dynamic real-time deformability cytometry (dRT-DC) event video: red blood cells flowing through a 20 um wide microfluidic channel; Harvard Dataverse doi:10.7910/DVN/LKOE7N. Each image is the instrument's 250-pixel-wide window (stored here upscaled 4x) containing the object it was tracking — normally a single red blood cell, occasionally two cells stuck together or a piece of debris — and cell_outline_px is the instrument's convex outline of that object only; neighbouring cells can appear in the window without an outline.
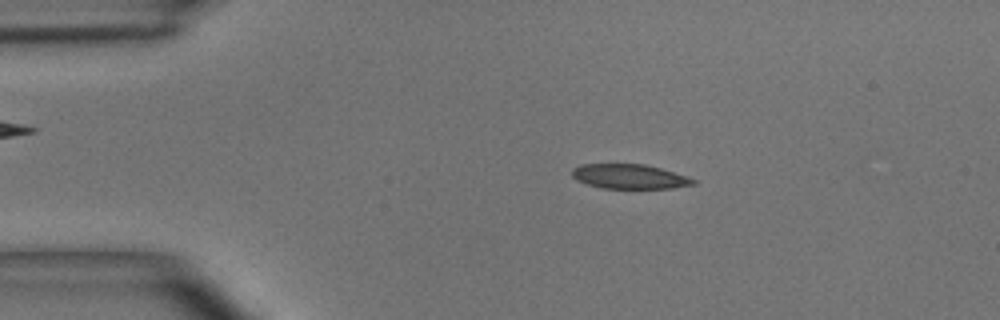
{"species": "common noctule bat (a hibernating species)", "species_latin": "Nyctalus noctula", "temperature_condition": "room temperature", "stored_images_in_passage": 49, "camera_frame_rate_fps": 3000, "um_per_image_px": 0.085, "animal": {"sex": "male", "body_mass_g": 15.6}, "frame": {"image": 1, "passage_image": 8, "time_ms": 2.333, "image_size_px": [1000, 320], "cell_outline_px": [[696, 184], [672, 188], [600, 188], [576, 180], [572, 176], [572, 168], [580, 164], [644, 164], [660, 168], [696, 180]], "centroid_in_image_um": [53.45, 15.0], "position_along_channel_um": 31.5, "area_um2": 17.22}}
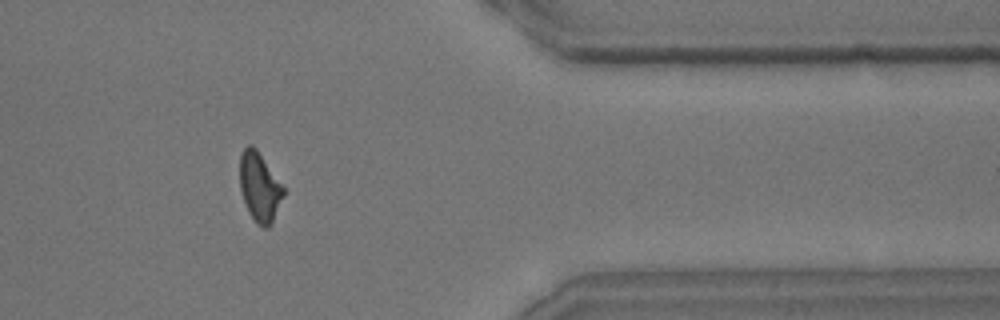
{"frame": {"image": 2, "passage_image": 40, "time_ms": 13.0, "image_size_px": [1000, 320], "cell_outline_px": [[284, 196], [272, 224], [268, 228], [264, 228], [256, 224], [248, 212], [240, 188], [240, 156], [244, 148], [248, 144], [252, 144], [256, 148], [284, 188]], "centroid_in_image_um": [22.06, 15.93], "position_along_channel_um": 389.3, "area_um2": 17.57}}
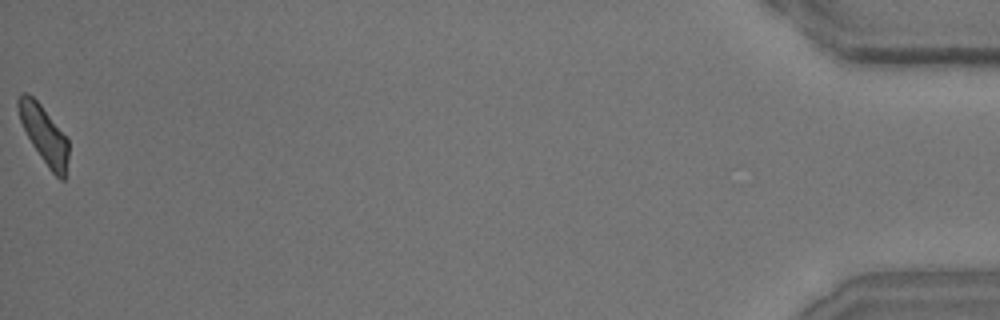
{"frame": {"image": 3, "passage_image": 49, "time_ms": 16.0, "image_size_px": [1000, 320], "cell_outline_px": [[68, 156], [64, 180], [60, 180], [48, 168], [32, 144], [20, 120], [16, 108], [16, 100], [20, 92], [28, 92], [40, 104], [68, 140]], "centroid_in_image_um": [3.7, 11.4], "position_along_channel_um": 431.5, "area_um2": 16.65}, "authors_computed_cell_mechanics": {"area_um2": 18.207, "velocity_mm_per_s": 3.954, "shape_relaxation_time_tau1_ms": 8.0029, "shape_relaxation_time_tau2_ms": 2.5415, "deformation_change_tau1": 0.1859, "deformation_change_tau2": 0.1048}}